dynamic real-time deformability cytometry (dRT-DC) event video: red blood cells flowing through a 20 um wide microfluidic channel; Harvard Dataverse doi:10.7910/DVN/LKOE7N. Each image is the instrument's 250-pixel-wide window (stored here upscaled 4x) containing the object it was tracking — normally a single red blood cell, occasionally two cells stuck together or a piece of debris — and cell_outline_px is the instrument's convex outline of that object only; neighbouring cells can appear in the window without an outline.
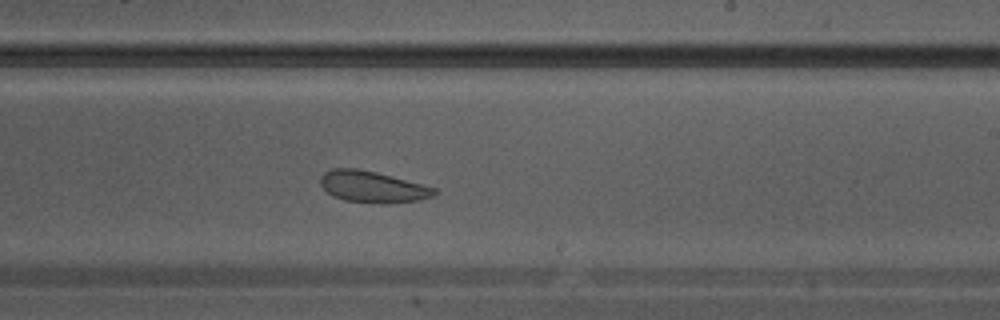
{"species": "Egyptian fruit bat (a non-hibernating species)", "species_latin": "Rousettus aegyptiacus", "temperature_condition": "warm", "stored_images_in_passage": 17, "camera_frame_rate_fps": 3000, "um_per_image_px": 0.085, "animal": {"sex": "male"}, "frame": {"image": 1, "passage_image": 15, "time_ms": 4.667, "image_size_px": [1000, 320], "cell_outline_px": [[440, 192], [432, 196], [420, 200], [344, 200], [332, 196], [320, 184], [320, 176], [324, 172], [332, 168], [356, 168], [376, 172], [424, 184], [436, 188]], "centroid_in_image_um": [31.64, 15.81], "position_along_channel_um": 257.4, "area_um2": 19.94}}